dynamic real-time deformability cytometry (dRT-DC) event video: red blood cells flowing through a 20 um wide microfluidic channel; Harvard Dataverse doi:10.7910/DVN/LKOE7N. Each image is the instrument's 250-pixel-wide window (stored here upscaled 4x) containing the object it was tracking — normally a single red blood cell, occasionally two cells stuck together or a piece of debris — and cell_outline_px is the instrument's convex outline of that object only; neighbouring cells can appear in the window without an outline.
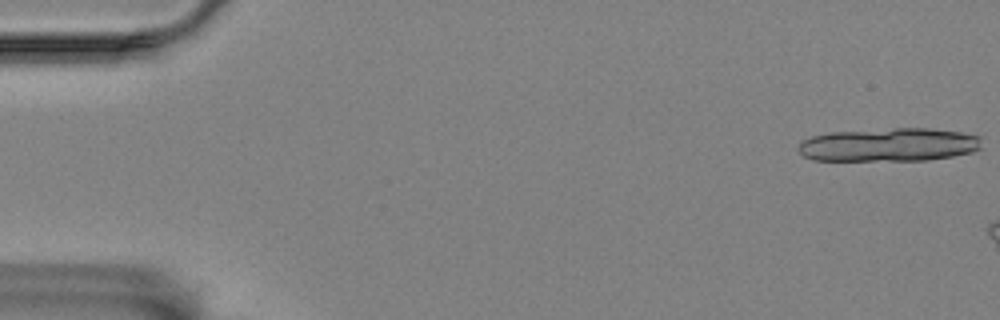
{"species": "Egyptian fruit bat (a non-hibernating species)", "species_latin": "Rousettus aegyptiacus", "temperature_condition": "room temperature", "stored_images_in_passage": 11, "camera_frame_rate_fps": 3000, "um_per_image_px": 0.085, "animal": {"sex": "female"}, "frame": {"image": 1, "passage_image": 1, "time_ms": 0.0, "image_size_px": [1000, 320], "cell_outline_px": [[980, 148], [972, 152], [952, 156], [928, 160], [812, 160], [804, 156], [796, 148], [800, 140], [812, 136], [828, 132], [892, 128], [928, 128], [960, 132], [980, 136]], "centroid_in_image_um": [75.51, 12.3], "position_along_channel_um": 9.5, "area_um2": 35.89}}